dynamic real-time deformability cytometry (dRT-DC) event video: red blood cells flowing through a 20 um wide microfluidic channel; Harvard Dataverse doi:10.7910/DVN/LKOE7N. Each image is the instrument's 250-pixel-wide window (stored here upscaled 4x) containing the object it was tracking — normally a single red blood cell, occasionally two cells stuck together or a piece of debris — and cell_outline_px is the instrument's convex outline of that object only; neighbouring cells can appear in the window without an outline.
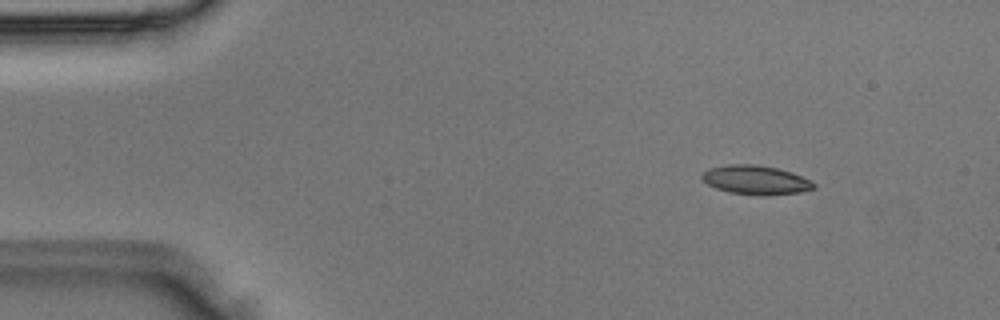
{"species": "Egyptian fruit bat (a non-hibernating species)", "species_latin": "Rousettus aegyptiacus", "temperature_condition": "room temperature", "stored_images_in_passage": 4, "camera_frame_rate_fps": 3000, "um_per_image_px": 0.085, "animal": {"sex": "male"}, "frame": {"image": 1, "passage_image": 2, "time_ms": 0.333, "image_size_px": [1000, 320], "cell_outline_px": [[816, 188], [800, 192], [764, 196], [728, 192], [716, 188], [708, 184], [700, 176], [708, 168], [728, 164], [756, 164], [776, 168], [792, 172], [812, 180], [816, 184]], "centroid_in_image_um": [64.27, 15.3], "position_along_channel_um": 20.7, "area_um2": 19.07}}